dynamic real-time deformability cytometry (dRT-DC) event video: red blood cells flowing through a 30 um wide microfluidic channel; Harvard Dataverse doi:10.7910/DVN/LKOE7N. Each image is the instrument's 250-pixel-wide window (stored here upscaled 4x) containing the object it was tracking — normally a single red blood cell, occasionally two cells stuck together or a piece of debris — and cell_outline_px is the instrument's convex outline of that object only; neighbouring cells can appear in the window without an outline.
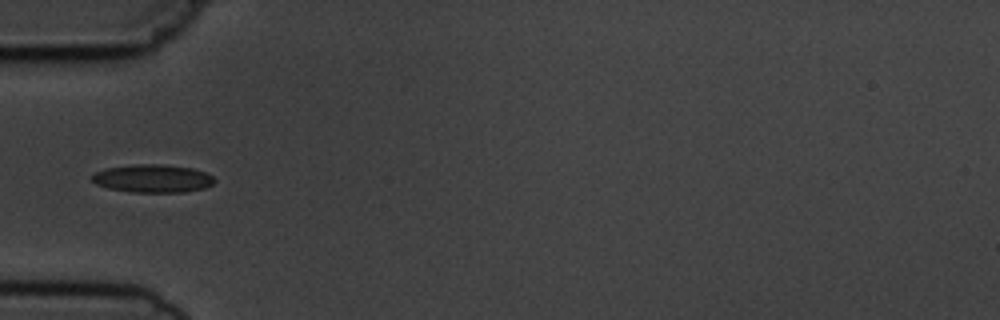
{"species": "common noctule bat (a hibernating species)", "species_latin": "Nyctalus noctula", "temperature_condition": "cold", "stored_images_in_passage": 7, "camera_frame_rate_fps": 3000, "um_per_image_px": 0.085, "animal": {"sex": "male", "body_mass_g": 19.5, "forearm_length_mm": 54.6}, "frame": {"image": 1, "passage_image": 4, "time_ms": 4.333, "image_size_px": [1000, 320], "cell_outline_px": [[216, 180], [212, 184], [204, 188], [184, 192], [132, 192], [108, 188], [96, 184], [92, 180], [92, 176], [96, 172], [108, 168], [140, 164], [164, 164], [192, 168], [204, 172], [212, 176]], "centroid_in_image_um": [13.0, 15.17], "position_along_channel_um": 72.0, "area_um2": 19.83}}
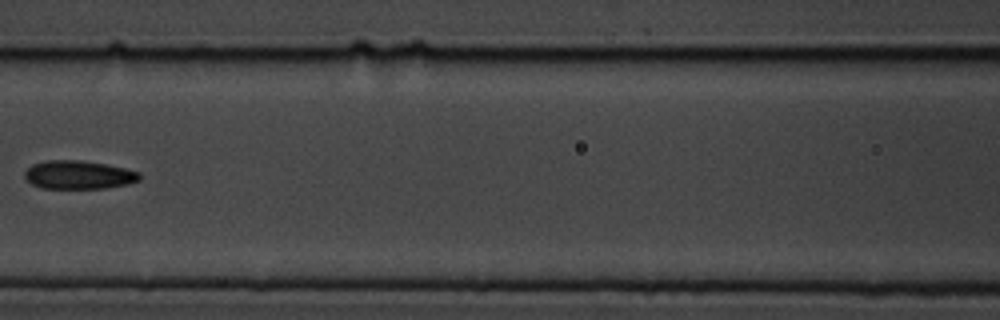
{"frame": {"image": 2, "passage_image": 6, "time_ms": 6.667, "image_size_px": [1000, 320], "cell_outline_px": [[140, 180], [128, 184], [104, 188], [40, 188], [32, 184], [24, 176], [24, 172], [32, 164], [44, 160], [80, 160], [104, 164], [124, 168], [140, 172]], "centroid_in_image_um": [6.66, 14.86], "position_along_channel_um": 159.9, "area_um2": 19.02}}
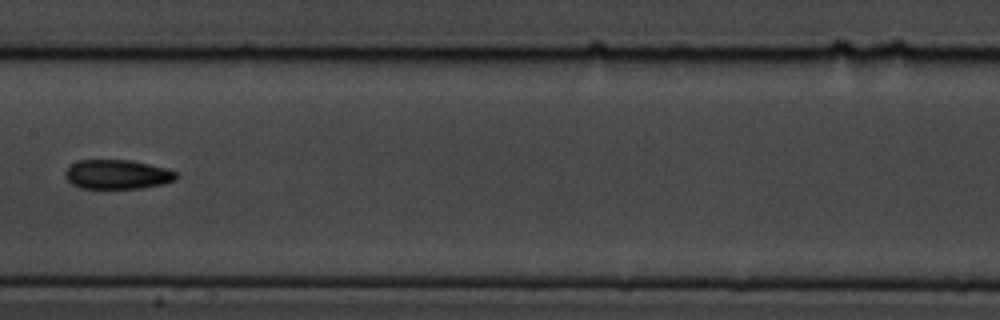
{"frame": {"image": 3, "passage_image": 7, "time_ms": 7.667, "image_size_px": [1000, 320], "cell_outline_px": [[180, 176], [176, 180], [164, 184], [140, 188], [80, 188], [72, 184], [64, 176], [64, 172], [72, 164], [80, 160], [132, 160], [164, 168], [176, 172]], "centroid_in_image_um": [9.99, 14.83], "position_along_channel_um": 197.4, "area_um2": 18.96}}